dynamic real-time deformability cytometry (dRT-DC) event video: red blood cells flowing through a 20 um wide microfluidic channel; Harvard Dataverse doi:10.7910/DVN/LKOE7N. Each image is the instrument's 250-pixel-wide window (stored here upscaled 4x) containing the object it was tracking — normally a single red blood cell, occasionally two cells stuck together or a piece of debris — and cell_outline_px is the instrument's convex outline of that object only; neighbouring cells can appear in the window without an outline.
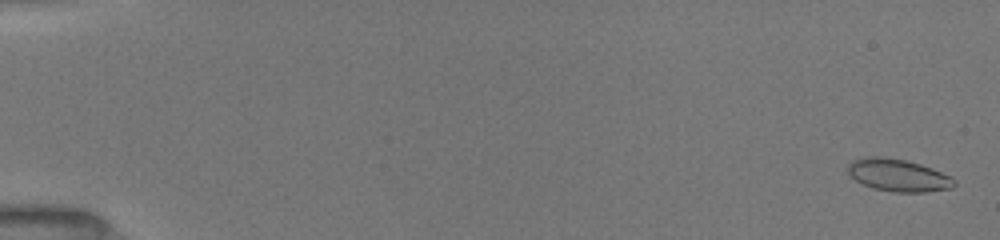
{"species": "common noctule bat (a hibernating species)", "species_latin": "Nyctalus noctula", "temperature_condition": "room temperature", "stored_images_in_passage": 53, "camera_frame_rate_fps": 3000, "um_per_image_px": 0.085, "animal": {"sex": "female", "body_mass_g": 19.5, "forearm_length_mm": 54.1}, "frame": {"image": 1, "passage_image": 2, "time_ms": 0.333, "image_size_px": [1000, 240], "cell_outline_px": [[956, 184], [952, 188], [924, 192], [892, 192], [872, 188], [856, 180], [848, 172], [848, 164], [852, 160], [868, 156], [880, 156], [904, 160], [920, 164], [932, 168], [956, 180]], "centroid_in_image_um": [76.34, 14.9], "position_along_channel_um": 8.7, "area_um2": 19.94}}
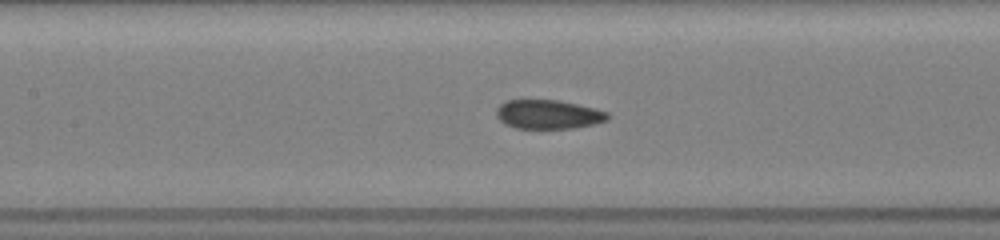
{"frame": {"image": 2, "passage_image": 26, "time_ms": 8.333, "image_size_px": [1000, 240], "cell_outline_px": [[608, 120], [592, 124], [572, 128], [516, 128], [504, 124], [496, 116], [496, 108], [500, 104], [508, 100], [560, 100], [608, 112]], "centroid_in_image_um": [46.56, 9.72], "position_along_channel_um": 160.8, "area_um2": 18.67}}
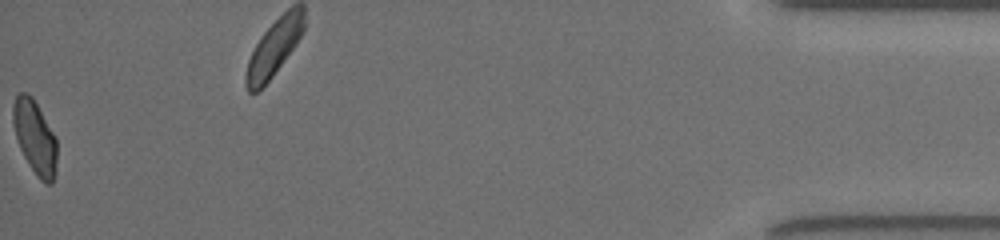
{"frame": {"image": 3, "passage_image": 53, "time_ms": 17.333, "image_size_px": [1000, 240], "cell_outline_px": [[56, 168], [52, 184], [48, 184], [40, 180], [36, 176], [24, 156], [20, 148], [16, 136], [12, 120], [12, 104], [16, 96], [20, 92], [28, 92], [32, 96], [56, 136]], "centroid_in_image_um": [2.96, 11.64], "position_along_channel_um": 432.2, "area_um2": 18.9}, "authors_computed_cell_mechanics": {"area_um2": 19.3052, "velocity_mm_per_s": 4.0141, "shape_relaxation_time_tau1_ms": null, "shape_relaxation_time_tau2_ms": 1.2029, "deformation_change_tau1": null, "deformation_change_tau2": 0.0601}}